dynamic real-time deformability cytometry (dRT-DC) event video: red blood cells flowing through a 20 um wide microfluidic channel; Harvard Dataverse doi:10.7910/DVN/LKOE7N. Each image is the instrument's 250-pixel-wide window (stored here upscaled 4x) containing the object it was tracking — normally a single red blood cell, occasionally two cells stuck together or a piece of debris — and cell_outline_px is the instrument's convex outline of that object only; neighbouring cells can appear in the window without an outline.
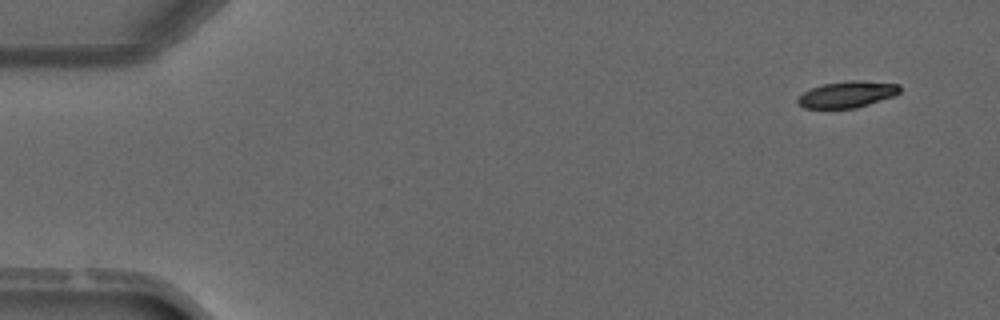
{"species": "common noctule bat (a hibernating species)", "species_latin": "Nyctalus noctula", "temperature_condition": "warm", "stored_images_in_passage": 4, "camera_frame_rate_fps": 3000, "um_per_image_px": 0.085, "animal": {"sex": "male", "forearm_length_mm": 52.5}, "frame": {"image": 1, "passage_image": 1, "time_ms": 0.0, "image_size_px": [1000, 320], "cell_outline_px": [[900, 92], [892, 96], [856, 108], [804, 108], [796, 100], [804, 92], [812, 88], [824, 84], [848, 80], [864, 80], [900, 84]], "centroid_in_image_um": [72.03, 8.01], "position_along_channel_um": 13.0, "area_um2": 15.55}}
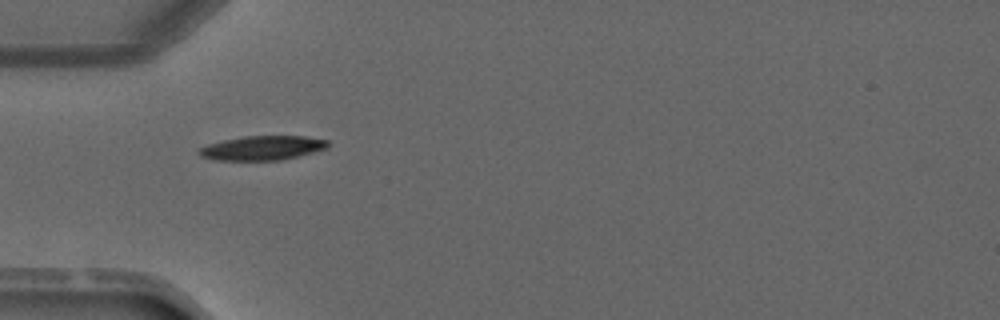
{"frame": {"image": 2, "passage_image": 4, "time_ms": 3.667, "image_size_px": [1000, 320], "cell_outline_px": [[332, 144], [328, 148], [300, 156], [280, 160], [212, 160], [200, 156], [196, 152], [200, 148], [208, 144], [224, 140], [244, 136], [304, 136], [328, 140]], "centroid_in_image_um": [22.33, 12.58], "position_along_channel_um": 62.7, "area_um2": 18.44}}